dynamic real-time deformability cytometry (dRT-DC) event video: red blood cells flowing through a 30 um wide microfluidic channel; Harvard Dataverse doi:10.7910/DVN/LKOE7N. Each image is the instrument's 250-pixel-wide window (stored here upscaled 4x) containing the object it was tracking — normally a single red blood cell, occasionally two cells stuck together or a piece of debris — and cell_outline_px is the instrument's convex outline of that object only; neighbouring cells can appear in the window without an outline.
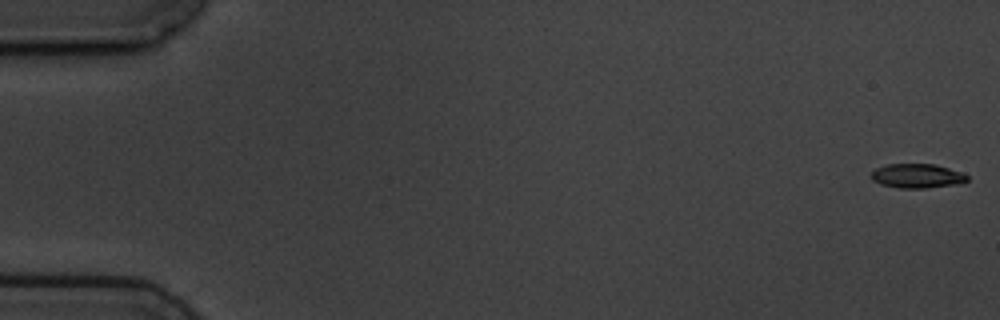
{"species": "common noctule bat (a hibernating species)", "species_latin": "Nyctalus noctula", "temperature_condition": "cold", "stored_images_in_passage": 8, "camera_frame_rate_fps": 3000, "um_per_image_px": 0.085, "animal": {"sex": "male", "body_mass_g": 19.5, "forearm_length_mm": 54.6}, "frame": {"image": 1, "passage_image": 1, "time_ms": 0.0, "image_size_px": [1000, 320], "cell_outline_px": [[968, 180], [964, 184], [924, 188], [900, 188], [880, 184], [872, 180], [872, 172], [876, 168], [888, 164], [936, 164], [960, 172], [968, 176]], "centroid_in_image_um": [77.99, 14.96], "position_along_channel_um": 7.0, "area_um2": 13.64}}
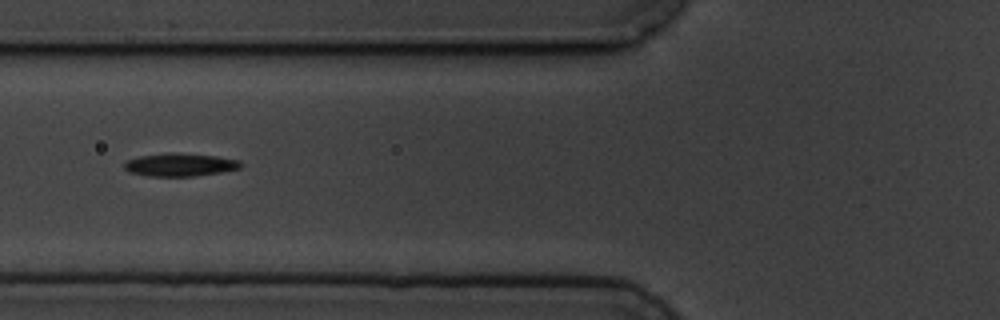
{"frame": {"image": 2, "passage_image": 7, "time_ms": 7.0, "image_size_px": [1000, 320], "cell_outline_px": [[244, 164], [240, 168], [220, 172], [192, 176], [148, 176], [128, 172], [124, 168], [124, 164], [128, 160], [140, 156], [168, 152], [172, 152], [216, 156], [240, 160]], "centroid_in_image_um": [15.3, 14.0], "position_along_channel_um": 110.5, "area_um2": 15.61}}
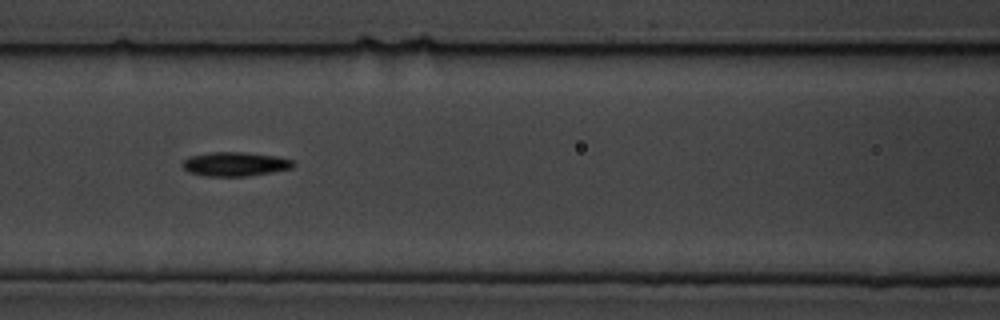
{"frame": {"image": 3, "passage_image": 8, "time_ms": 8.0, "image_size_px": [1000, 320], "cell_outline_px": [[296, 164], [292, 168], [244, 176], [208, 176], [188, 172], [180, 164], [188, 156], [212, 152], [244, 152], [276, 156], [296, 160]], "centroid_in_image_um": [19.98, 13.93], "position_along_channel_um": 146.6, "area_um2": 15.55}}